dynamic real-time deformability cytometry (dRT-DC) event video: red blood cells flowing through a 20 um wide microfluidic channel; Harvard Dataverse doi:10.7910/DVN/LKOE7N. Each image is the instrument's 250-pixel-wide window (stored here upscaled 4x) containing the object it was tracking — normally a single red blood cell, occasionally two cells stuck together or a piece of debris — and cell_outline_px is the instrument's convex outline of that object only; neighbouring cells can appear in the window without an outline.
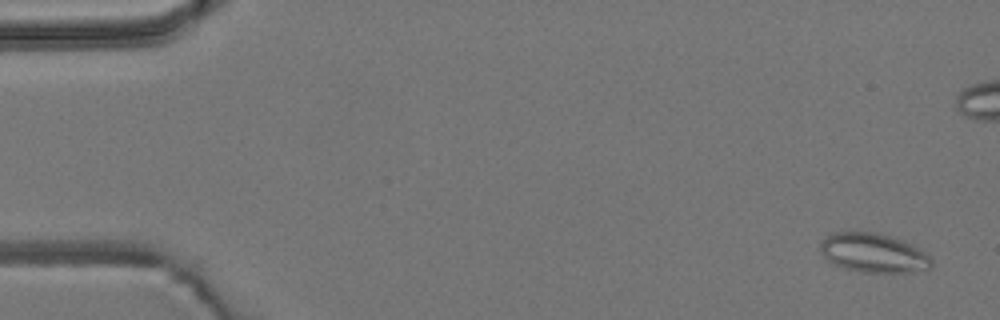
{"species": "common noctule bat (a hibernating species)", "species_latin": "Nyctalus noctula", "temperature_condition": "room temperature", "stored_images_in_passage": 17, "camera_frame_rate_fps": 3000, "um_per_image_px": 0.085, "animal": {"sex": "male", "body_mass_g": 19.2, "forearm_length_mm": 51.8}, "frame": {"image": 1, "passage_image": 3, "time_ms": 0.667, "image_size_px": [1000, 320], "cell_outline_px": [[932, 268], [908, 272], [860, 272], [844, 268], [832, 264], [820, 252], [820, 244], [832, 232], [876, 232], [904, 240], [928, 252], [932, 260]], "centroid_in_image_um": [74.28, 21.5], "position_along_channel_um": 10.7, "area_um2": 25.61}}